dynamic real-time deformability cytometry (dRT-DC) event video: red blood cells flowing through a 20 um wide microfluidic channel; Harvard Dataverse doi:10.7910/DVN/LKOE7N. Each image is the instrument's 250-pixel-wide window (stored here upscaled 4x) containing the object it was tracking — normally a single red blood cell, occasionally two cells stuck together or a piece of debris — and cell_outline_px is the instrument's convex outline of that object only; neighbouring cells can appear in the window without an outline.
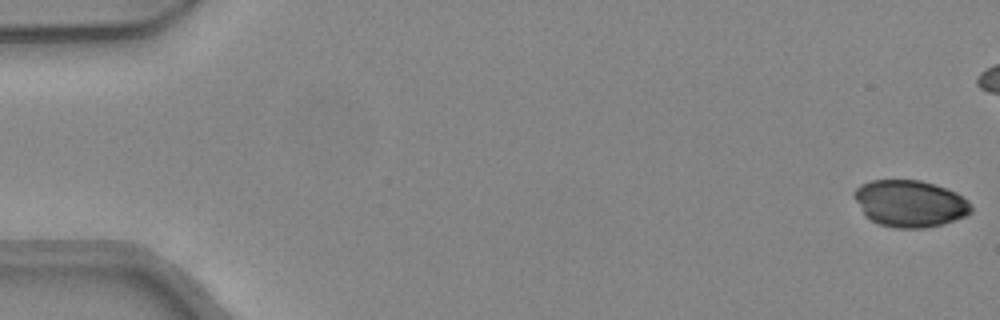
{"species": "common noctule bat (a hibernating species)", "species_latin": "Nyctalus noctula", "temperature_condition": "warm", "stored_images_in_passage": 8, "camera_frame_rate_fps": 3000, "um_per_image_px": 0.085, "animal": {"sex": "female", "body_mass_g": 24.6, "forearm_length_mm": 56.2}, "frame": {"image": 1, "passage_image": 1, "time_ms": 0.0, "image_size_px": [1000, 320], "cell_outline_px": [[972, 212], [968, 216], [944, 224], [924, 228], [896, 228], [880, 224], [864, 216], [852, 196], [852, 192], [860, 184], [872, 180], [920, 180], [956, 192], [968, 200], [972, 208]], "centroid_in_image_um": [77.33, 17.31], "position_along_channel_um": 7.7, "area_um2": 32.19}}